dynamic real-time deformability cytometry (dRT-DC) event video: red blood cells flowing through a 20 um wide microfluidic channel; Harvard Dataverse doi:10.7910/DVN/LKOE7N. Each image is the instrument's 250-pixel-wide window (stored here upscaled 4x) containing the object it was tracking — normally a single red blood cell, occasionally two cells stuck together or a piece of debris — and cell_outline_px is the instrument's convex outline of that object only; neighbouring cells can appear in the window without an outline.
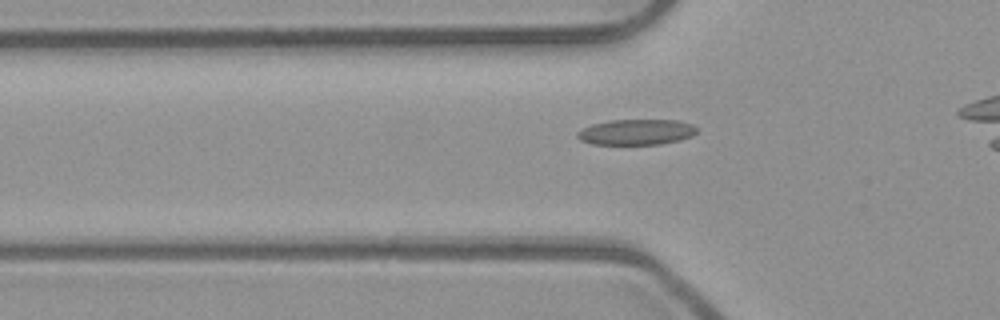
{"species": "common noctule bat (a hibernating species)", "species_latin": "Nyctalus noctula", "temperature_condition": "room temperature", "stored_images_in_passage": 40, "camera_frame_rate_fps": 3000, "um_per_image_px": 0.085, "animal": {"sex": "male", "body_mass_g": 23.1, "forearm_length_mm": 52.7}, "frame": {"image": 1, "passage_image": 13, "time_ms": 4.0, "image_size_px": [1000, 320], "cell_outline_px": [[700, 128], [692, 136], [680, 140], [660, 144], [592, 144], [580, 140], [576, 136], [576, 132], [592, 124], [608, 120], [680, 120], [692, 124]], "centroid_in_image_um": [54.11, 11.22], "position_along_channel_um": 71.7, "area_um2": 17.98}}
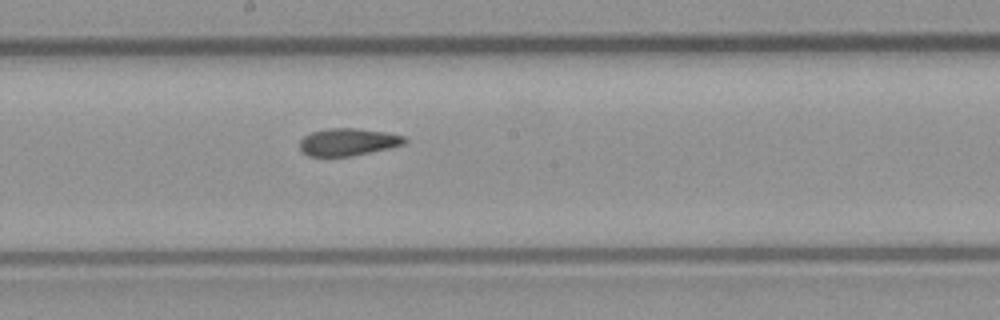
{"frame": {"image": 2, "passage_image": 24, "time_ms": 7.667, "image_size_px": [1000, 320], "cell_outline_px": [[408, 140], [404, 144], [388, 148], [352, 156], [308, 156], [300, 148], [300, 140], [304, 136], [312, 132], [328, 128], [356, 128], [384, 132], [404, 136]], "centroid_in_image_um": [29.57, 12.06], "position_along_channel_um": 218.6, "area_um2": 16.59}}
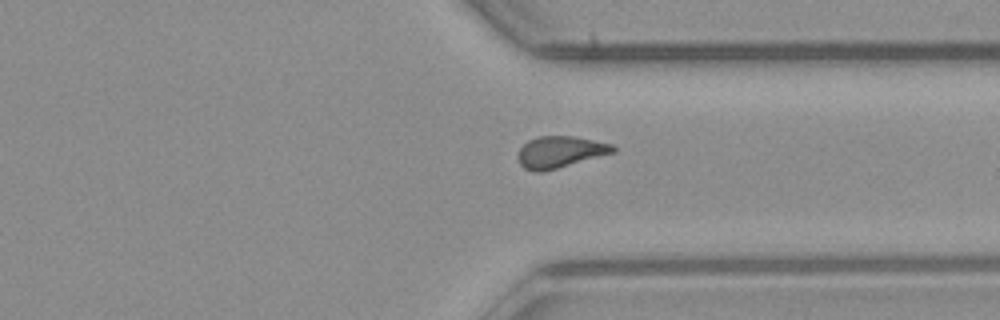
{"frame": {"image": 3, "passage_image": 35, "time_ms": 11.333, "image_size_px": [1000, 320], "cell_outline_px": [[616, 152], [544, 172], [536, 172], [524, 168], [520, 164], [516, 156], [520, 148], [528, 140], [536, 136], [572, 136], [612, 144], [616, 148]], "centroid_in_image_um": [47.58, 12.92], "position_along_channel_um": 363.8, "area_um2": 17.63}}